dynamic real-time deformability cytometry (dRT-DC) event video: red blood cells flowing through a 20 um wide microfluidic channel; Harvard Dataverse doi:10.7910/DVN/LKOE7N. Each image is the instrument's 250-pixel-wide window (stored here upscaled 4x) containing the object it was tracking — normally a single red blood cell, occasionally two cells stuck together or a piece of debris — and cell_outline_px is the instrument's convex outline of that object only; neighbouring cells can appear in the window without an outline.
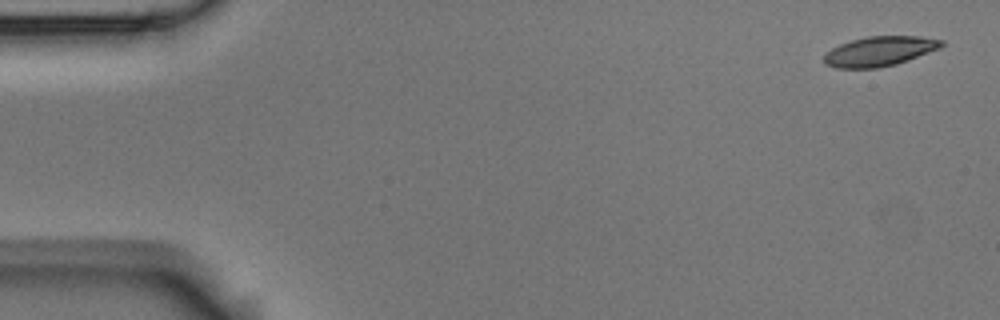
{"species": "Egyptian fruit bat (a non-hibernating species)", "species_latin": "Rousettus aegyptiacus", "temperature_condition": "room temperature", "stored_images_in_passage": 5, "camera_frame_rate_fps": 3000, "um_per_image_px": 0.085, "animal": {"sex": "male"}, "frame": {"image": 1, "passage_image": 1, "time_ms": 0.0, "image_size_px": [1000, 320], "cell_outline_px": [[944, 44], [940, 48], [908, 60], [896, 64], [876, 68], [836, 68], [824, 64], [824, 56], [832, 48], [840, 44], [852, 40], [868, 36], [920, 36], [944, 40]], "centroid_in_image_um": [74.78, 4.35], "position_along_channel_um": 10.2, "area_um2": 20.29}}
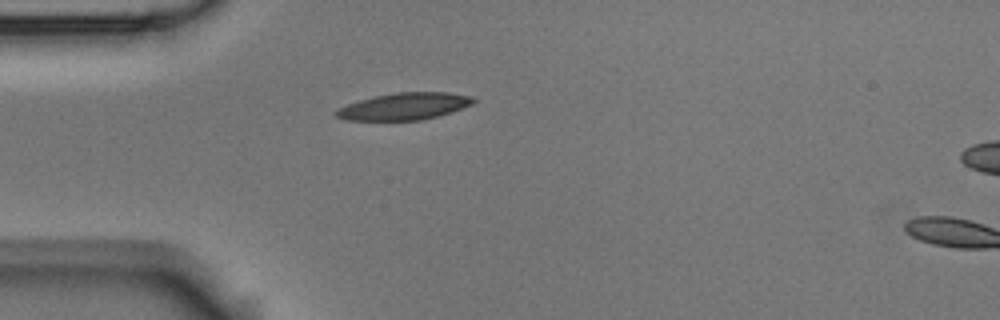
{"frame": {"image": 2, "passage_image": 4, "time_ms": 1.0, "image_size_px": [1000, 320], "cell_outline_px": [[476, 100], [472, 104], [452, 112], [420, 120], [344, 120], [336, 116], [332, 112], [336, 108], [360, 100], [376, 96], [396, 92], [448, 92], [472, 96]], "centroid_in_image_um": [34.34, 9.04], "position_along_channel_um": 50.7, "area_um2": 21.56}}